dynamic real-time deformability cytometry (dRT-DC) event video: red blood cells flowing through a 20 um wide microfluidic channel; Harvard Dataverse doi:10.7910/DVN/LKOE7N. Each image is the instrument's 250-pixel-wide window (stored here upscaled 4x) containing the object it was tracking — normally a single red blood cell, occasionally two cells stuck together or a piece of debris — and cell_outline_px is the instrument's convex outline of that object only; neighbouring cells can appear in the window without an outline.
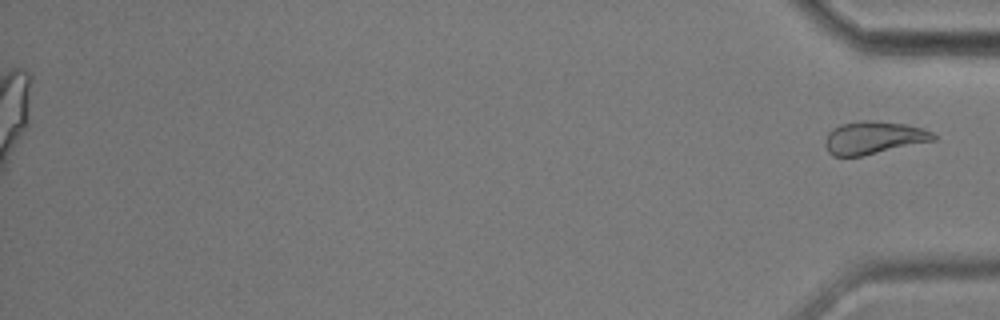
{"species": "common noctule bat (a hibernating species)", "species_latin": "Nyctalus noctula", "temperature_condition": "cold", "stored_images_in_passage": 57, "segment_of_instrument_passage": [2, 2], "camera_frame_rate_fps": 3000, "um_per_image_px": 0.085, "animal": {"sex": "male", "body_mass_g": 17.9, "forearm_length_mm": 54.2}, "frame": {"image": 1, "passage_image": 57, "time_ms": 18.667, "image_size_px": [1000, 320], "cell_outline_px": [[936, 140], [860, 156], [832, 156], [828, 152], [824, 144], [824, 140], [828, 132], [832, 128], [840, 124], [860, 120], [868, 120], [904, 124], [920, 128], [932, 132], [936, 136]], "centroid_in_image_um": [74.2, 11.7], "position_along_channel_um": 361.0, "area_um2": 20.58}}